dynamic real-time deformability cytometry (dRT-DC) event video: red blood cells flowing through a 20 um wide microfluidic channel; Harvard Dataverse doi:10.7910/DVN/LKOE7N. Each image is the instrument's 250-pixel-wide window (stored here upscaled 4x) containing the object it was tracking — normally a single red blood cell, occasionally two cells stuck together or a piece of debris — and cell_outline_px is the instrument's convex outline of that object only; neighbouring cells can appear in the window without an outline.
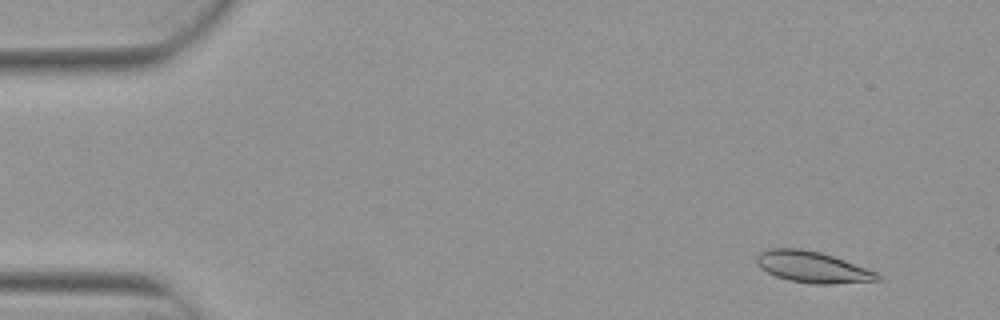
{"species": "Egyptian fruit bat (a non-hibernating species)", "species_latin": "Rousettus aegyptiacus", "temperature_condition": "warm", "stored_images_in_passage": 3, "camera_frame_rate_fps": 3000, "um_per_image_px": 0.085, "animal": {"sex": "female"}, "frame": {"image": 1, "passage_image": 2, "time_ms": 0.333, "image_size_px": [1000, 320], "cell_outline_px": [[880, 280], [832, 284], [812, 284], [788, 280], [776, 276], [760, 268], [756, 264], [756, 256], [764, 248], [800, 248], [820, 252], [868, 268], [876, 272], [880, 276]], "centroid_in_image_um": [69.02, 22.69], "position_along_channel_um": 16.0, "area_um2": 22.08}}
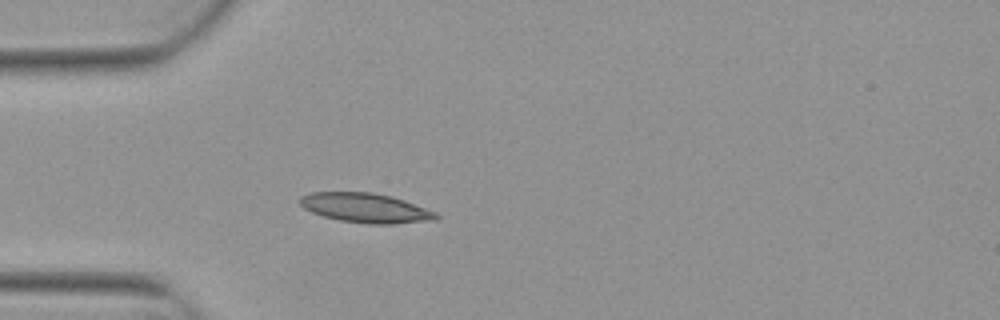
{"frame": {"image": 2, "passage_image": 3, "time_ms": 0.667, "image_size_px": [1000, 320], "cell_outline_px": [[440, 216], [436, 220], [396, 224], [368, 224], [340, 220], [324, 216], [312, 212], [304, 208], [300, 204], [300, 196], [312, 192], [372, 192], [392, 196], [404, 200], [436, 212]], "centroid_in_image_um": [31.1, 17.67], "position_along_channel_um": 53.9, "area_um2": 23.47}}